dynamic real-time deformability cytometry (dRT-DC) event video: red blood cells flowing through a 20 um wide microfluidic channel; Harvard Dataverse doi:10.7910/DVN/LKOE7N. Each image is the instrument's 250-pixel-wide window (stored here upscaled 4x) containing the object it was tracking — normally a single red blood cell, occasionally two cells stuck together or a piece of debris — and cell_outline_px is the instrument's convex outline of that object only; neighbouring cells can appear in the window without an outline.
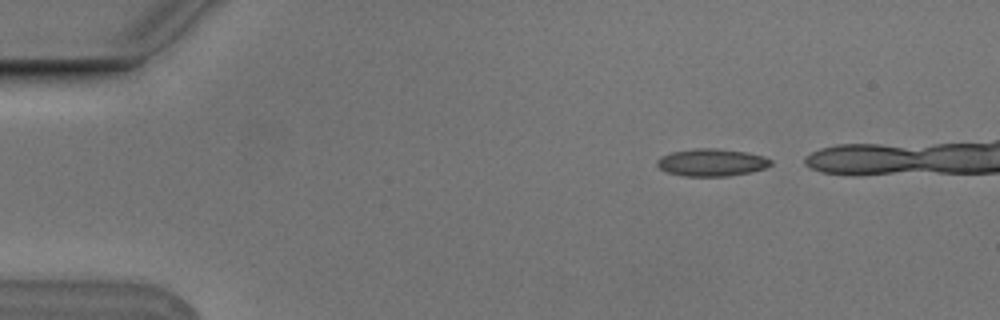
{"species": "Egyptian fruit bat (a non-hibernating species)", "species_latin": "Rousettus aegyptiacus", "temperature_condition": "cold", "stored_images_in_passage": 5, "camera_frame_rate_fps": 3000, "um_per_image_px": 0.085, "animal": {"sex": "male"}, "frame": {"image": 1, "passage_image": 1, "time_ms": 0.0, "image_size_px": [1000, 320], "cell_outline_px": [[772, 164], [764, 168], [748, 172], [728, 176], [684, 176], [668, 172], [660, 168], [656, 164], [656, 160], [660, 156], [672, 152], [692, 148], [716, 148], [748, 152], [764, 156], [772, 160]], "centroid_in_image_um": [60.48, 13.79], "position_along_channel_um": 24.5, "area_um2": 18.21}}